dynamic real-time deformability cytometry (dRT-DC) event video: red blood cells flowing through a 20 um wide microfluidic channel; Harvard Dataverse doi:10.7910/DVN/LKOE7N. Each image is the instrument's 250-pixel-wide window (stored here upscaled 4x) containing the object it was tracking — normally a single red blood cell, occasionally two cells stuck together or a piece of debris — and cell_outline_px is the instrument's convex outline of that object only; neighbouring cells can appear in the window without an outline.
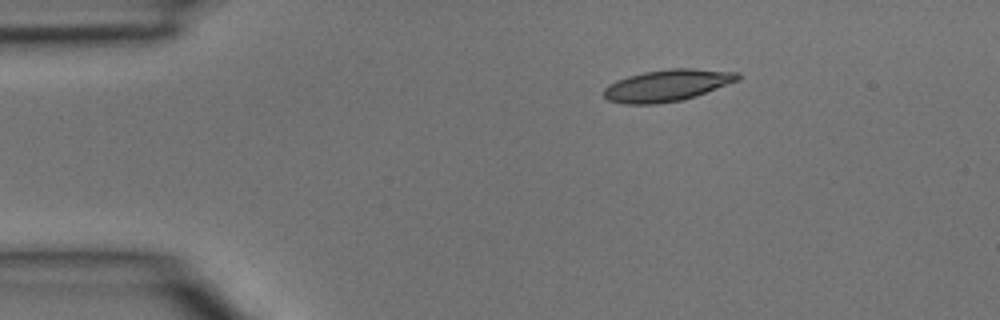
{"species": "common noctule bat (a hibernating species)", "species_latin": "Nyctalus noctula", "temperature_condition": "room temperature", "stored_images_in_passage": 2, "camera_frame_rate_fps": 3000, "um_per_image_px": 0.085, "animal": {"sex": "male", "body_mass_g": 15.6}, "frame": {"image": 1, "passage_image": 1, "time_ms": 0.0, "image_size_px": [1000, 320], "cell_outline_px": [[740, 80], [696, 96], [684, 100], [656, 104], [624, 104], [608, 100], [604, 96], [604, 88], [608, 84], [628, 76], [644, 72], [672, 68], [692, 68], [740, 72]], "centroid_in_image_um": [56.74, 7.26], "position_along_channel_um": 28.3, "area_um2": 24.91}}